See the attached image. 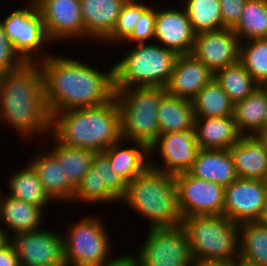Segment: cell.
I'll return each mask as SVG.
<instances>
[{
    "mask_svg": "<svg viewBox=\"0 0 267 266\" xmlns=\"http://www.w3.org/2000/svg\"><path fill=\"white\" fill-rule=\"evenodd\" d=\"M50 116L61 111L97 106L115 97L114 65L104 71L86 62L52 54L38 62Z\"/></svg>",
    "mask_w": 267,
    "mask_h": 266,
    "instance_id": "6da1fadb",
    "label": "cell"
},
{
    "mask_svg": "<svg viewBox=\"0 0 267 266\" xmlns=\"http://www.w3.org/2000/svg\"><path fill=\"white\" fill-rule=\"evenodd\" d=\"M50 120L38 63L0 74V123L30 139L50 133Z\"/></svg>",
    "mask_w": 267,
    "mask_h": 266,
    "instance_id": "7a4b0ae2",
    "label": "cell"
},
{
    "mask_svg": "<svg viewBox=\"0 0 267 266\" xmlns=\"http://www.w3.org/2000/svg\"><path fill=\"white\" fill-rule=\"evenodd\" d=\"M50 134L59 142L102 153L121 136V112L112 100L51 115Z\"/></svg>",
    "mask_w": 267,
    "mask_h": 266,
    "instance_id": "3957f363",
    "label": "cell"
},
{
    "mask_svg": "<svg viewBox=\"0 0 267 266\" xmlns=\"http://www.w3.org/2000/svg\"><path fill=\"white\" fill-rule=\"evenodd\" d=\"M120 204L149 222V228L176 227L182 216L174 175L148 166L127 184Z\"/></svg>",
    "mask_w": 267,
    "mask_h": 266,
    "instance_id": "277c9868",
    "label": "cell"
},
{
    "mask_svg": "<svg viewBox=\"0 0 267 266\" xmlns=\"http://www.w3.org/2000/svg\"><path fill=\"white\" fill-rule=\"evenodd\" d=\"M114 65V89L168 85L178 54L156 42L136 44Z\"/></svg>",
    "mask_w": 267,
    "mask_h": 266,
    "instance_id": "5b68a950",
    "label": "cell"
},
{
    "mask_svg": "<svg viewBox=\"0 0 267 266\" xmlns=\"http://www.w3.org/2000/svg\"><path fill=\"white\" fill-rule=\"evenodd\" d=\"M181 227L188 236L194 261L239 259V224L224 215L187 216Z\"/></svg>",
    "mask_w": 267,
    "mask_h": 266,
    "instance_id": "8992f818",
    "label": "cell"
},
{
    "mask_svg": "<svg viewBox=\"0 0 267 266\" xmlns=\"http://www.w3.org/2000/svg\"><path fill=\"white\" fill-rule=\"evenodd\" d=\"M164 87L116 89L115 98L121 112L122 139L141 142L150 147L160 134L157 117Z\"/></svg>",
    "mask_w": 267,
    "mask_h": 266,
    "instance_id": "52a82bcc",
    "label": "cell"
},
{
    "mask_svg": "<svg viewBox=\"0 0 267 266\" xmlns=\"http://www.w3.org/2000/svg\"><path fill=\"white\" fill-rule=\"evenodd\" d=\"M104 225L94 215L70 224L62 235L65 266H109L120 257H109L114 249Z\"/></svg>",
    "mask_w": 267,
    "mask_h": 266,
    "instance_id": "ba28073f",
    "label": "cell"
},
{
    "mask_svg": "<svg viewBox=\"0 0 267 266\" xmlns=\"http://www.w3.org/2000/svg\"><path fill=\"white\" fill-rule=\"evenodd\" d=\"M0 21L7 39L26 63H38L51 55L44 48L53 42L35 0H28L25 7L14 9Z\"/></svg>",
    "mask_w": 267,
    "mask_h": 266,
    "instance_id": "9c48e42d",
    "label": "cell"
},
{
    "mask_svg": "<svg viewBox=\"0 0 267 266\" xmlns=\"http://www.w3.org/2000/svg\"><path fill=\"white\" fill-rule=\"evenodd\" d=\"M136 256V266H192L194 262L185 230L176 227L148 228Z\"/></svg>",
    "mask_w": 267,
    "mask_h": 266,
    "instance_id": "30bf717a",
    "label": "cell"
},
{
    "mask_svg": "<svg viewBox=\"0 0 267 266\" xmlns=\"http://www.w3.org/2000/svg\"><path fill=\"white\" fill-rule=\"evenodd\" d=\"M178 206L182 218L223 215L225 187L192 176L189 172L174 175Z\"/></svg>",
    "mask_w": 267,
    "mask_h": 266,
    "instance_id": "8fae6325",
    "label": "cell"
},
{
    "mask_svg": "<svg viewBox=\"0 0 267 266\" xmlns=\"http://www.w3.org/2000/svg\"><path fill=\"white\" fill-rule=\"evenodd\" d=\"M42 229L19 233L10 238L19 258V265L65 266L64 233Z\"/></svg>",
    "mask_w": 267,
    "mask_h": 266,
    "instance_id": "7c38bea8",
    "label": "cell"
},
{
    "mask_svg": "<svg viewBox=\"0 0 267 266\" xmlns=\"http://www.w3.org/2000/svg\"><path fill=\"white\" fill-rule=\"evenodd\" d=\"M267 199V181L237 178L225 187L223 215L234 223L258 221Z\"/></svg>",
    "mask_w": 267,
    "mask_h": 266,
    "instance_id": "4fadbf2b",
    "label": "cell"
},
{
    "mask_svg": "<svg viewBox=\"0 0 267 266\" xmlns=\"http://www.w3.org/2000/svg\"><path fill=\"white\" fill-rule=\"evenodd\" d=\"M199 149L194 130L159 134L149 147L150 166L172 175L188 172ZM157 152L162 166L156 163L157 160L152 161V155Z\"/></svg>",
    "mask_w": 267,
    "mask_h": 266,
    "instance_id": "5bb4252c",
    "label": "cell"
},
{
    "mask_svg": "<svg viewBox=\"0 0 267 266\" xmlns=\"http://www.w3.org/2000/svg\"><path fill=\"white\" fill-rule=\"evenodd\" d=\"M35 1L42 14L48 38L53 44L69 40H84L80 0Z\"/></svg>",
    "mask_w": 267,
    "mask_h": 266,
    "instance_id": "9a60e30c",
    "label": "cell"
},
{
    "mask_svg": "<svg viewBox=\"0 0 267 266\" xmlns=\"http://www.w3.org/2000/svg\"><path fill=\"white\" fill-rule=\"evenodd\" d=\"M190 54L215 73L239 62L240 40L231 28L198 33Z\"/></svg>",
    "mask_w": 267,
    "mask_h": 266,
    "instance_id": "2e32d148",
    "label": "cell"
},
{
    "mask_svg": "<svg viewBox=\"0 0 267 266\" xmlns=\"http://www.w3.org/2000/svg\"><path fill=\"white\" fill-rule=\"evenodd\" d=\"M154 31V42L178 55L191 53L196 34L183 7L163 9L156 6Z\"/></svg>",
    "mask_w": 267,
    "mask_h": 266,
    "instance_id": "e0dca14e",
    "label": "cell"
},
{
    "mask_svg": "<svg viewBox=\"0 0 267 266\" xmlns=\"http://www.w3.org/2000/svg\"><path fill=\"white\" fill-rule=\"evenodd\" d=\"M213 78L214 73L191 54L178 55L166 92L192 101Z\"/></svg>",
    "mask_w": 267,
    "mask_h": 266,
    "instance_id": "ac0fdd59",
    "label": "cell"
},
{
    "mask_svg": "<svg viewBox=\"0 0 267 266\" xmlns=\"http://www.w3.org/2000/svg\"><path fill=\"white\" fill-rule=\"evenodd\" d=\"M29 164L37 173L45 193L53 202L71 203L75 188L70 184L57 157L48 149L37 153Z\"/></svg>",
    "mask_w": 267,
    "mask_h": 266,
    "instance_id": "d6986e66",
    "label": "cell"
},
{
    "mask_svg": "<svg viewBox=\"0 0 267 266\" xmlns=\"http://www.w3.org/2000/svg\"><path fill=\"white\" fill-rule=\"evenodd\" d=\"M127 0H80L84 39L103 42L114 29Z\"/></svg>",
    "mask_w": 267,
    "mask_h": 266,
    "instance_id": "ffe728a7",
    "label": "cell"
},
{
    "mask_svg": "<svg viewBox=\"0 0 267 266\" xmlns=\"http://www.w3.org/2000/svg\"><path fill=\"white\" fill-rule=\"evenodd\" d=\"M102 153L127 184L150 165L149 147L141 142L121 138Z\"/></svg>",
    "mask_w": 267,
    "mask_h": 266,
    "instance_id": "44dd1931",
    "label": "cell"
},
{
    "mask_svg": "<svg viewBox=\"0 0 267 266\" xmlns=\"http://www.w3.org/2000/svg\"><path fill=\"white\" fill-rule=\"evenodd\" d=\"M229 150L238 178L267 181V149L258 136H242Z\"/></svg>",
    "mask_w": 267,
    "mask_h": 266,
    "instance_id": "7402d4cb",
    "label": "cell"
},
{
    "mask_svg": "<svg viewBox=\"0 0 267 266\" xmlns=\"http://www.w3.org/2000/svg\"><path fill=\"white\" fill-rule=\"evenodd\" d=\"M188 172L194 177L212 181L224 187L238 178L229 149H199Z\"/></svg>",
    "mask_w": 267,
    "mask_h": 266,
    "instance_id": "603a6c76",
    "label": "cell"
},
{
    "mask_svg": "<svg viewBox=\"0 0 267 266\" xmlns=\"http://www.w3.org/2000/svg\"><path fill=\"white\" fill-rule=\"evenodd\" d=\"M194 132L200 149H229L243 136L233 115L195 117Z\"/></svg>",
    "mask_w": 267,
    "mask_h": 266,
    "instance_id": "cb8c5ba5",
    "label": "cell"
},
{
    "mask_svg": "<svg viewBox=\"0 0 267 266\" xmlns=\"http://www.w3.org/2000/svg\"><path fill=\"white\" fill-rule=\"evenodd\" d=\"M44 210L3 192L0 208V220L5 225L3 229H6L10 238L19 233L40 229L45 216Z\"/></svg>",
    "mask_w": 267,
    "mask_h": 266,
    "instance_id": "d4e9b609",
    "label": "cell"
},
{
    "mask_svg": "<svg viewBox=\"0 0 267 266\" xmlns=\"http://www.w3.org/2000/svg\"><path fill=\"white\" fill-rule=\"evenodd\" d=\"M267 93L258 86L242 101L234 104L233 117L243 136H258L265 129Z\"/></svg>",
    "mask_w": 267,
    "mask_h": 266,
    "instance_id": "484cf974",
    "label": "cell"
},
{
    "mask_svg": "<svg viewBox=\"0 0 267 266\" xmlns=\"http://www.w3.org/2000/svg\"><path fill=\"white\" fill-rule=\"evenodd\" d=\"M160 134L194 130L195 114L193 102L166 93L159 102Z\"/></svg>",
    "mask_w": 267,
    "mask_h": 266,
    "instance_id": "4316f807",
    "label": "cell"
},
{
    "mask_svg": "<svg viewBox=\"0 0 267 266\" xmlns=\"http://www.w3.org/2000/svg\"><path fill=\"white\" fill-rule=\"evenodd\" d=\"M23 167L8 177V195L46 209L53 201L45 193L43 184L32 166L27 163Z\"/></svg>",
    "mask_w": 267,
    "mask_h": 266,
    "instance_id": "83f0119b",
    "label": "cell"
},
{
    "mask_svg": "<svg viewBox=\"0 0 267 266\" xmlns=\"http://www.w3.org/2000/svg\"><path fill=\"white\" fill-rule=\"evenodd\" d=\"M53 140V148L49 150L57 157L65 174L68 176L70 184L76 189L82 178L92 167L94 157L97 152L90 149L69 146L57 141L50 133Z\"/></svg>",
    "mask_w": 267,
    "mask_h": 266,
    "instance_id": "f1b7e54d",
    "label": "cell"
},
{
    "mask_svg": "<svg viewBox=\"0 0 267 266\" xmlns=\"http://www.w3.org/2000/svg\"><path fill=\"white\" fill-rule=\"evenodd\" d=\"M239 259L253 266H267V226L259 221L239 224Z\"/></svg>",
    "mask_w": 267,
    "mask_h": 266,
    "instance_id": "f546056e",
    "label": "cell"
},
{
    "mask_svg": "<svg viewBox=\"0 0 267 266\" xmlns=\"http://www.w3.org/2000/svg\"><path fill=\"white\" fill-rule=\"evenodd\" d=\"M195 117H224L233 115L234 104L213 78L192 100Z\"/></svg>",
    "mask_w": 267,
    "mask_h": 266,
    "instance_id": "4dcf8cb0",
    "label": "cell"
},
{
    "mask_svg": "<svg viewBox=\"0 0 267 266\" xmlns=\"http://www.w3.org/2000/svg\"><path fill=\"white\" fill-rule=\"evenodd\" d=\"M214 79L233 104L245 99L259 86L240 62L219 69L214 73Z\"/></svg>",
    "mask_w": 267,
    "mask_h": 266,
    "instance_id": "1f68e13d",
    "label": "cell"
},
{
    "mask_svg": "<svg viewBox=\"0 0 267 266\" xmlns=\"http://www.w3.org/2000/svg\"><path fill=\"white\" fill-rule=\"evenodd\" d=\"M233 31L240 42L267 38V0H246Z\"/></svg>",
    "mask_w": 267,
    "mask_h": 266,
    "instance_id": "d6a6232c",
    "label": "cell"
},
{
    "mask_svg": "<svg viewBox=\"0 0 267 266\" xmlns=\"http://www.w3.org/2000/svg\"><path fill=\"white\" fill-rule=\"evenodd\" d=\"M184 2L183 8L195 34L225 28L222 23L220 0H184Z\"/></svg>",
    "mask_w": 267,
    "mask_h": 266,
    "instance_id": "836d02e7",
    "label": "cell"
},
{
    "mask_svg": "<svg viewBox=\"0 0 267 266\" xmlns=\"http://www.w3.org/2000/svg\"><path fill=\"white\" fill-rule=\"evenodd\" d=\"M239 62L260 86L267 79V38L240 42Z\"/></svg>",
    "mask_w": 267,
    "mask_h": 266,
    "instance_id": "e575fe53",
    "label": "cell"
},
{
    "mask_svg": "<svg viewBox=\"0 0 267 266\" xmlns=\"http://www.w3.org/2000/svg\"><path fill=\"white\" fill-rule=\"evenodd\" d=\"M100 204V203H118L120 202L106 189V187H100V178L98 171H95L92 167L82 178L81 182L75 189V193L72 199L73 202Z\"/></svg>",
    "mask_w": 267,
    "mask_h": 266,
    "instance_id": "d590c367",
    "label": "cell"
},
{
    "mask_svg": "<svg viewBox=\"0 0 267 266\" xmlns=\"http://www.w3.org/2000/svg\"><path fill=\"white\" fill-rule=\"evenodd\" d=\"M150 6L141 0H127L118 16L117 23L111 34L103 41L105 44L110 42L117 44L123 42L133 31L136 22L141 14Z\"/></svg>",
    "mask_w": 267,
    "mask_h": 266,
    "instance_id": "8d00e7d4",
    "label": "cell"
},
{
    "mask_svg": "<svg viewBox=\"0 0 267 266\" xmlns=\"http://www.w3.org/2000/svg\"><path fill=\"white\" fill-rule=\"evenodd\" d=\"M92 168L98 171L100 187L106 189L120 202L127 191V183L113 171L110 161L103 153L94 157Z\"/></svg>",
    "mask_w": 267,
    "mask_h": 266,
    "instance_id": "74e56055",
    "label": "cell"
},
{
    "mask_svg": "<svg viewBox=\"0 0 267 266\" xmlns=\"http://www.w3.org/2000/svg\"><path fill=\"white\" fill-rule=\"evenodd\" d=\"M156 7L149 6L140 16L132 33L122 42L141 44L154 42L155 38ZM150 39V40H149Z\"/></svg>",
    "mask_w": 267,
    "mask_h": 266,
    "instance_id": "f35d334b",
    "label": "cell"
},
{
    "mask_svg": "<svg viewBox=\"0 0 267 266\" xmlns=\"http://www.w3.org/2000/svg\"><path fill=\"white\" fill-rule=\"evenodd\" d=\"M25 63L13 48L12 43L7 39L0 21V74L19 69Z\"/></svg>",
    "mask_w": 267,
    "mask_h": 266,
    "instance_id": "ab89813d",
    "label": "cell"
},
{
    "mask_svg": "<svg viewBox=\"0 0 267 266\" xmlns=\"http://www.w3.org/2000/svg\"><path fill=\"white\" fill-rule=\"evenodd\" d=\"M246 0H220L222 23L225 28L233 29L240 20Z\"/></svg>",
    "mask_w": 267,
    "mask_h": 266,
    "instance_id": "60d3db41",
    "label": "cell"
},
{
    "mask_svg": "<svg viewBox=\"0 0 267 266\" xmlns=\"http://www.w3.org/2000/svg\"><path fill=\"white\" fill-rule=\"evenodd\" d=\"M0 266H20L16 250L11 243L0 250Z\"/></svg>",
    "mask_w": 267,
    "mask_h": 266,
    "instance_id": "b9f144b4",
    "label": "cell"
},
{
    "mask_svg": "<svg viewBox=\"0 0 267 266\" xmlns=\"http://www.w3.org/2000/svg\"><path fill=\"white\" fill-rule=\"evenodd\" d=\"M192 266H238V259L233 261H194Z\"/></svg>",
    "mask_w": 267,
    "mask_h": 266,
    "instance_id": "7bdbcfd3",
    "label": "cell"
},
{
    "mask_svg": "<svg viewBox=\"0 0 267 266\" xmlns=\"http://www.w3.org/2000/svg\"><path fill=\"white\" fill-rule=\"evenodd\" d=\"M109 266H136L134 260L126 253L121 255L113 264Z\"/></svg>",
    "mask_w": 267,
    "mask_h": 266,
    "instance_id": "ee69618b",
    "label": "cell"
},
{
    "mask_svg": "<svg viewBox=\"0 0 267 266\" xmlns=\"http://www.w3.org/2000/svg\"><path fill=\"white\" fill-rule=\"evenodd\" d=\"M10 243V237L7 232L0 226V250Z\"/></svg>",
    "mask_w": 267,
    "mask_h": 266,
    "instance_id": "f6af8a7d",
    "label": "cell"
},
{
    "mask_svg": "<svg viewBox=\"0 0 267 266\" xmlns=\"http://www.w3.org/2000/svg\"><path fill=\"white\" fill-rule=\"evenodd\" d=\"M258 221L261 224L267 226V199H266V203L264 205V209H263L262 215H261V217H260V219Z\"/></svg>",
    "mask_w": 267,
    "mask_h": 266,
    "instance_id": "bcb514c9",
    "label": "cell"
},
{
    "mask_svg": "<svg viewBox=\"0 0 267 266\" xmlns=\"http://www.w3.org/2000/svg\"><path fill=\"white\" fill-rule=\"evenodd\" d=\"M258 137L264 142L266 149H267V128H265Z\"/></svg>",
    "mask_w": 267,
    "mask_h": 266,
    "instance_id": "7dc6e473",
    "label": "cell"
},
{
    "mask_svg": "<svg viewBox=\"0 0 267 266\" xmlns=\"http://www.w3.org/2000/svg\"><path fill=\"white\" fill-rule=\"evenodd\" d=\"M238 266H253V265L248 264V263H246V262H244V261L238 259Z\"/></svg>",
    "mask_w": 267,
    "mask_h": 266,
    "instance_id": "c3c4849f",
    "label": "cell"
},
{
    "mask_svg": "<svg viewBox=\"0 0 267 266\" xmlns=\"http://www.w3.org/2000/svg\"><path fill=\"white\" fill-rule=\"evenodd\" d=\"M260 86L267 93V79Z\"/></svg>",
    "mask_w": 267,
    "mask_h": 266,
    "instance_id": "681fc988",
    "label": "cell"
},
{
    "mask_svg": "<svg viewBox=\"0 0 267 266\" xmlns=\"http://www.w3.org/2000/svg\"><path fill=\"white\" fill-rule=\"evenodd\" d=\"M2 192L3 191H0V208H1V199H2V196H3Z\"/></svg>",
    "mask_w": 267,
    "mask_h": 266,
    "instance_id": "f907efd6",
    "label": "cell"
},
{
    "mask_svg": "<svg viewBox=\"0 0 267 266\" xmlns=\"http://www.w3.org/2000/svg\"><path fill=\"white\" fill-rule=\"evenodd\" d=\"M265 128H267V110H266Z\"/></svg>",
    "mask_w": 267,
    "mask_h": 266,
    "instance_id": "816d5d0a",
    "label": "cell"
}]
</instances>
